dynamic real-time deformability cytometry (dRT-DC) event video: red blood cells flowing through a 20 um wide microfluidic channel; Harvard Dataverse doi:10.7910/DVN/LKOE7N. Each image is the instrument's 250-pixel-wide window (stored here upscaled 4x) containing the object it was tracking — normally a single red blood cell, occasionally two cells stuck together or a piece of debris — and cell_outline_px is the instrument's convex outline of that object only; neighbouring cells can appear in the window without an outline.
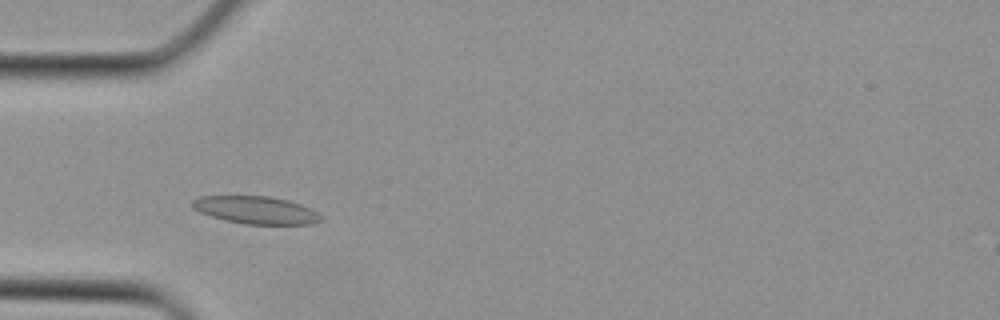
{"species": "Egyptian fruit bat (a non-hibernating species)", "species_latin": "Rousettus aegyptiacus", "temperature_condition": "cold", "stored_images_in_passage": 3, "camera_frame_rate_fps": 3000, "um_per_image_px": 0.085, "animal": {"sex": "female"}, "frame": {"image": 1, "passage_image": 3, "time_ms": 0.667, "image_size_px": [1000, 320], "cell_outline_px": [[324, 220], [312, 224], [244, 224], [224, 220], [200, 212], [192, 208], [192, 200], [200, 196], [272, 196], [288, 200], [300, 204], [324, 216]], "centroid_in_image_um": [21.77, 17.85], "position_along_channel_um": 63.2, "area_um2": 20.75}}